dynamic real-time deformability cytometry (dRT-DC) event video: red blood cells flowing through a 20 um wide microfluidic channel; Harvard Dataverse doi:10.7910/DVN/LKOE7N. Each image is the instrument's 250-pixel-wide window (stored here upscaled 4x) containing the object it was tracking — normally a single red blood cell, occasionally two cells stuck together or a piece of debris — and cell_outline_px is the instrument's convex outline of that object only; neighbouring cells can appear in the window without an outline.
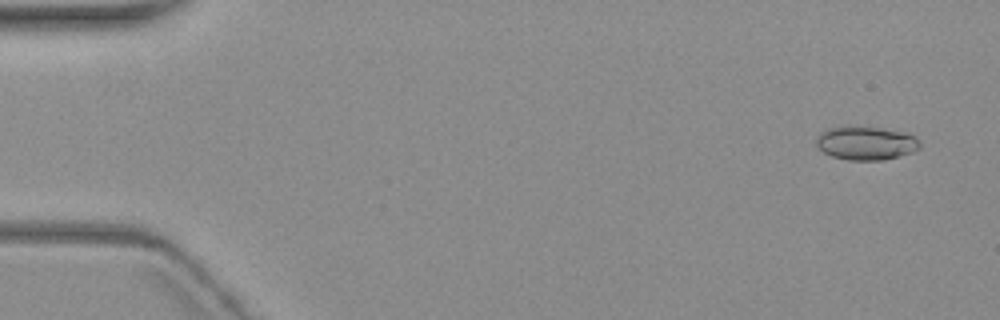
{"species": "common noctule bat (a hibernating species)", "species_latin": "Nyctalus noctula", "temperature_condition": "warm", "stored_images_in_passage": 5, "camera_frame_rate_fps": 3000, "um_per_image_px": 0.085, "animal": {"sex": "female", "body_mass_g": 19.3, "forearm_length_mm": 54.1}, "frame": {"image": 1, "passage_image": 1, "time_ms": 0.0, "image_size_px": [1000, 320], "cell_outline_px": [[920, 148], [912, 152], [884, 160], [848, 160], [832, 156], [824, 152], [816, 144], [816, 136], [820, 132], [828, 128], [844, 124], [848, 124], [880, 128], [900, 132], [912, 136], [920, 144]], "centroid_in_image_um": [73.52, 12.14], "position_along_channel_um": 11.5, "area_um2": 20.4}}
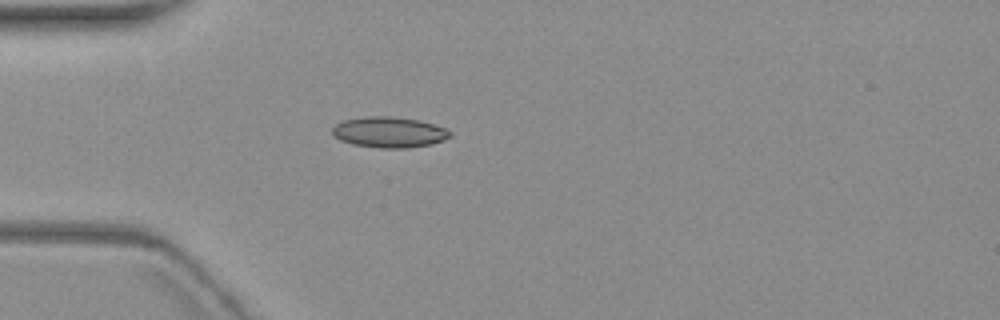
{"frame": {"image": 2, "passage_image": 5, "time_ms": 4.667, "image_size_px": [1000, 320], "cell_outline_px": [[452, 136], [444, 140], [432, 144], [408, 148], [380, 148], [352, 144], [340, 140], [332, 132], [332, 128], [336, 124], [344, 120], [368, 116], [392, 116], [420, 120], [444, 128], [452, 132]], "centroid_in_image_um": [33.1, 11.24], "position_along_channel_um": 51.9, "area_um2": 21.1}}